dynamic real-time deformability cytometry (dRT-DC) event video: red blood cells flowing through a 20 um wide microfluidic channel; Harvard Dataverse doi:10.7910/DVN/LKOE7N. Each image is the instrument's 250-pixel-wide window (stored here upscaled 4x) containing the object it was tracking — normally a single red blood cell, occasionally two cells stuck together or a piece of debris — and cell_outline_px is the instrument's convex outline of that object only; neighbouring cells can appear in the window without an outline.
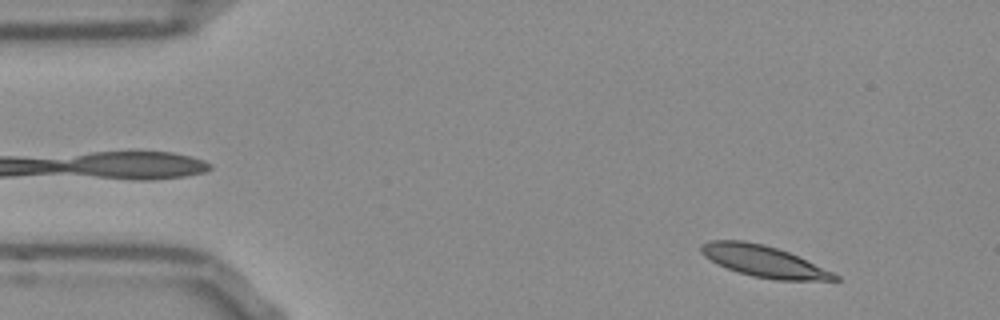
{"species": "Egyptian fruit bat (a non-hibernating species)", "species_latin": "Rousettus aegyptiacus", "temperature_condition": "room temperature", "stored_images_in_passage": 50, "camera_frame_rate_fps": 3000, "um_per_image_px": 0.085, "frame": {"image": 1, "passage_image": 3, "time_ms": 0.667, "image_size_px": [1000, 320], "cell_outline_px": [[840, 280], [776, 280], [752, 276], [736, 272], [716, 264], [704, 256], [700, 252], [700, 248], [704, 244], [712, 240], [744, 240], [764, 244], [788, 252], [832, 272], [840, 276]], "centroid_in_image_um": [64.87, 22.21], "position_along_channel_um": 20.1, "area_um2": 24.28}}
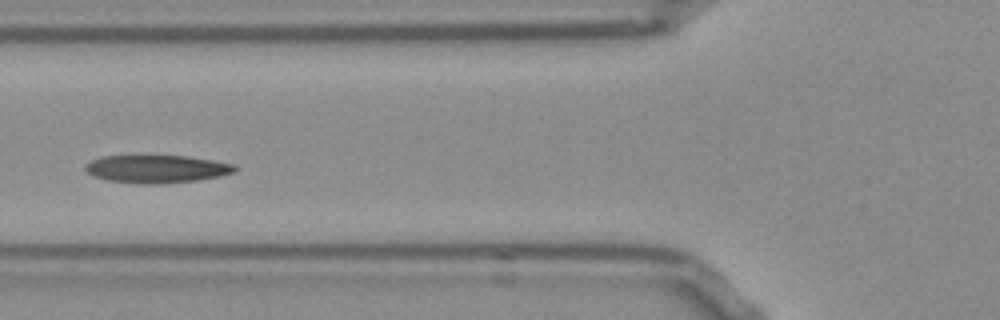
{"frame": {"image": 2, "passage_image": 17, "time_ms": 5.333, "image_size_px": [1000, 320], "cell_outline_px": [[236, 168], [232, 172], [220, 176], [196, 180], [160, 184], [144, 184], [108, 180], [96, 176], [88, 172], [84, 168], [84, 164], [92, 160], [104, 156], [184, 156], [212, 160], [232, 164]], "centroid_in_image_um": [13.29, 14.36], "position_along_channel_um": 112.5, "area_um2": 23.81}}
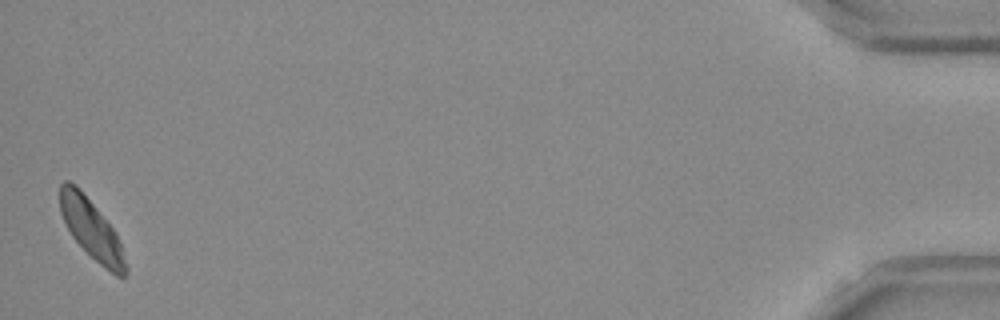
{"frame": {"image": 3, "passage_image": 50, "time_ms": 16.333, "image_size_px": [1000, 320], "cell_outline_px": [[128, 272], [124, 276], [116, 276], [100, 264], [72, 236], [60, 212], [60, 184], [64, 180], [68, 180], [92, 204], [116, 232], [128, 268]], "centroid_in_image_um": [7.79, 19.53], "position_along_channel_um": 427.4, "area_um2": 21.85}, "authors_computed_cell_mechanics": {"area_um2": 24.0448, "velocity_mm_per_s": 3.7424, "shape_relaxation_time_tau1_ms": 4.1674, "shape_relaxation_time_tau2_ms": 3.2571, "deformation_change_tau1": 0.1264, "deformation_change_tau2": 0.0751}}